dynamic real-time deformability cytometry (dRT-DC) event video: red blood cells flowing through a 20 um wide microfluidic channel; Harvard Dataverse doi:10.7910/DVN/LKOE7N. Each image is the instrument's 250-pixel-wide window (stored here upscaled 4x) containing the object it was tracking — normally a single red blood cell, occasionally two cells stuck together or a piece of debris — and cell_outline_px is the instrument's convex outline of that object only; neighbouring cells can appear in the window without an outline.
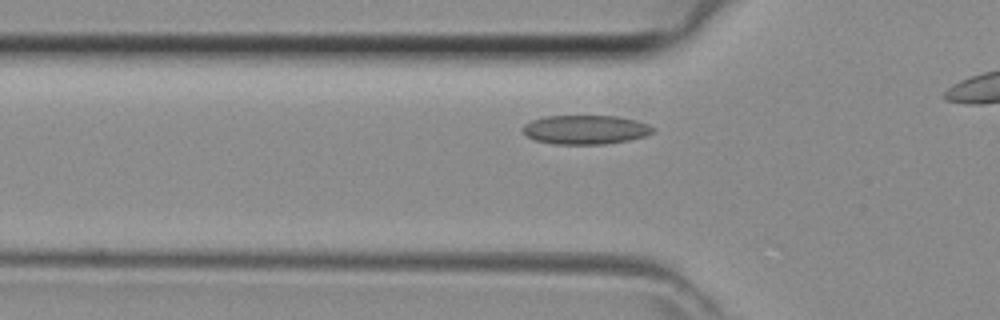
{"species": "common noctule bat (a hibernating species)", "species_latin": "Nyctalus noctula", "temperature_condition": "room temperature", "stored_images_in_passage": 13, "camera_frame_rate_fps": 3000, "um_per_image_px": 0.085, "animal": {"sex": "female", "body_mass_g": 29.2, "forearm_length_mm": 56.3}, "frame": {"image": 1, "passage_image": 8, "time_ms": 2.333, "image_size_px": [1000, 320], "cell_outline_px": [[656, 132], [644, 136], [628, 140], [604, 144], [556, 144], [532, 140], [520, 128], [524, 124], [532, 120], [544, 116], [616, 116], [636, 120], [648, 124], [656, 128]], "centroid_in_image_um": [49.77, 11.02], "position_along_channel_um": 76.0, "area_um2": 22.2}}
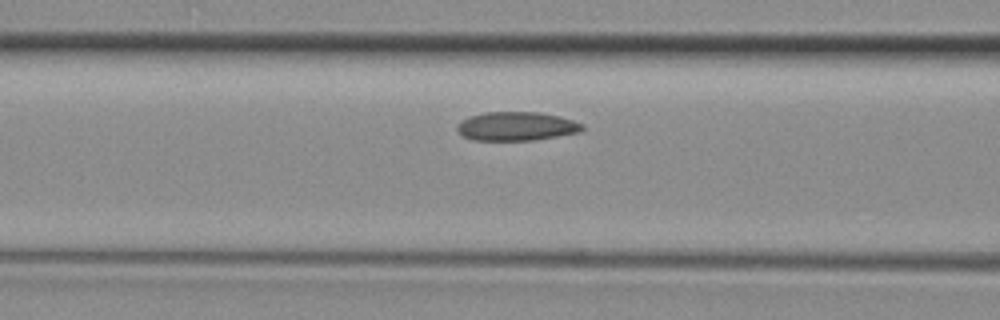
{"frame": {"image": 2, "passage_image": 11, "time_ms": 3.333, "image_size_px": [1000, 320], "cell_outline_px": [[584, 128], [580, 132], [532, 140], [472, 140], [464, 136], [456, 128], [456, 124], [460, 120], [468, 116], [484, 112], [536, 112], [560, 116], [584, 124]], "centroid_in_image_um": [43.87, 10.72], "position_along_channel_um": 122.7, "area_um2": 21.04}}